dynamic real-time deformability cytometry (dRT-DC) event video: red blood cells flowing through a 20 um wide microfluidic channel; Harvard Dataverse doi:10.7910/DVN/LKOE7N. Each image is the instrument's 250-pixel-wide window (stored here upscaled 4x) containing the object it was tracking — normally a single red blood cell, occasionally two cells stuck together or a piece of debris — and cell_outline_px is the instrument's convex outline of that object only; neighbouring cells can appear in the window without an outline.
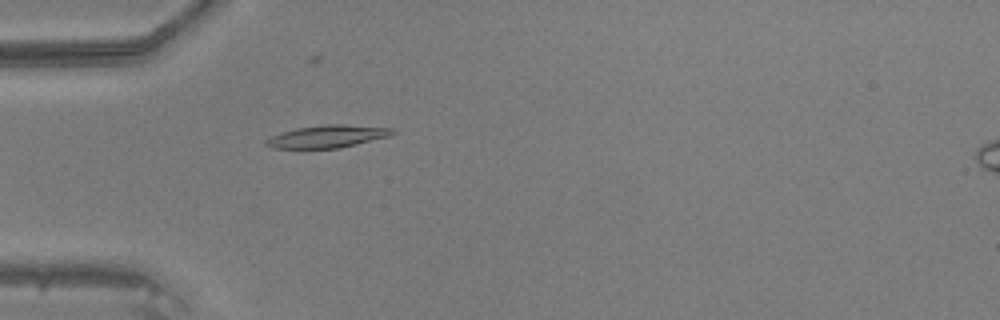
{"species": "common noctule bat (a hibernating species)", "species_latin": "Nyctalus noctula", "temperature_condition": "warm", "stored_images_in_passage": 39, "camera_frame_rate_fps": 3000, "um_per_image_px": 0.085, "animal": {"sex": "male", "body_mass_g": 20.5, "forearm_length_mm": 52.5}, "frame": {"image": 1, "passage_image": 15, "time_ms": 4.667, "image_size_px": [1000, 320], "cell_outline_px": [[396, 132], [388, 136], [340, 148], [272, 148], [264, 144], [264, 140], [272, 136], [296, 128], [324, 124], [344, 124], [396, 128]], "centroid_in_image_um": [27.84, 11.59], "position_along_channel_um": 57.2, "area_um2": 16.53}}
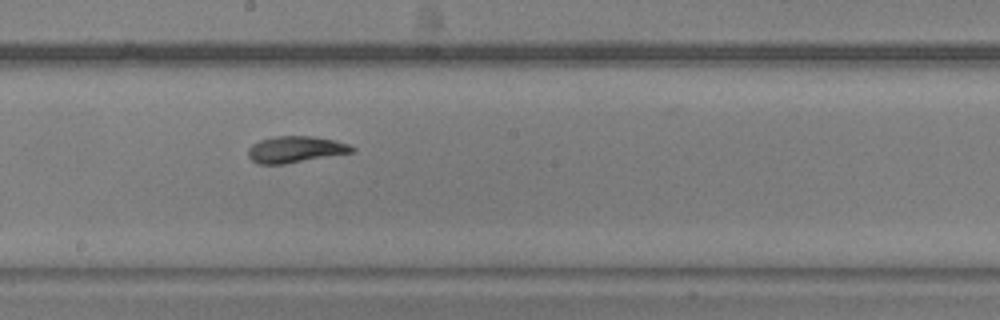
{"frame": {"image": 2, "passage_image": 27, "time_ms": 8.667, "image_size_px": [1000, 320], "cell_outline_px": [[356, 152], [284, 164], [260, 164], [252, 160], [248, 156], [248, 148], [252, 144], [260, 140], [276, 136], [312, 136], [336, 140], [348, 144], [356, 148]], "centroid_in_image_um": [25.15, 12.7], "position_along_channel_um": 223.1, "area_um2": 16.13}}
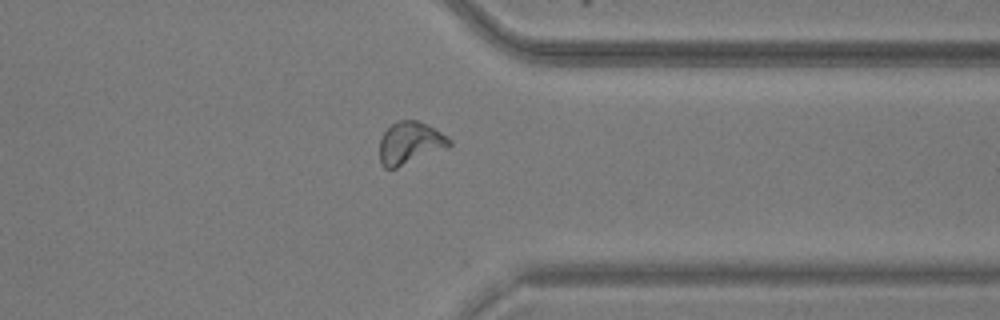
{"frame": {"image": 3, "passage_image": 38, "time_ms": 12.333, "image_size_px": [1000, 320], "cell_outline_px": [[452, 144], [448, 148], [396, 168], [384, 168], [380, 164], [380, 140], [384, 132], [396, 120], [416, 120], [440, 132], [452, 140]], "centroid_in_image_um": [34.85, 12.17], "position_along_channel_um": 376.6, "area_um2": 17.11}}